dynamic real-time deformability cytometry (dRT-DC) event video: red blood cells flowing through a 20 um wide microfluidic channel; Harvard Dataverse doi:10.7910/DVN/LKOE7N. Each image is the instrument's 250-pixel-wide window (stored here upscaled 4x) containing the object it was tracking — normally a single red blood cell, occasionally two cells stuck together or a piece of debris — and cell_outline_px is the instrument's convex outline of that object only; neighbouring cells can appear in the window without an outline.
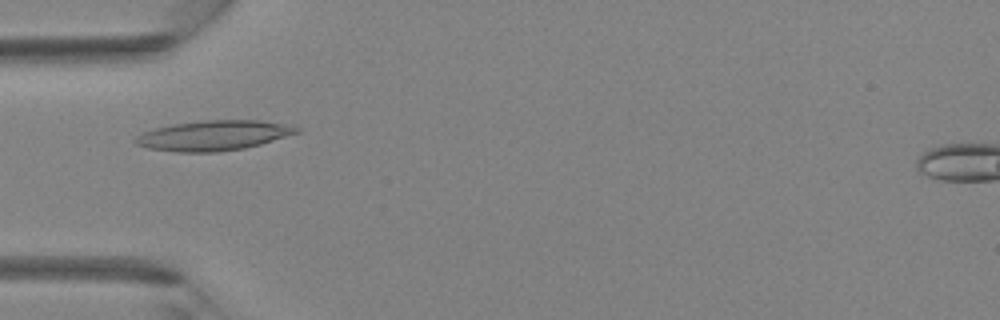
{"species": "Egyptian fruit bat (a non-hibernating species)", "species_latin": "Rousettus aegyptiacus", "temperature_condition": "room temperature", "stored_images_in_passage": 33, "camera_frame_rate_fps": 3000, "um_per_image_px": 0.085, "animal": {"sex": "female"}, "frame": {"image": 1, "passage_image": 5, "time_ms": 1.333, "image_size_px": [1000, 320], "cell_outline_px": [[300, 132], [260, 144], [244, 148], [216, 152], [176, 152], [148, 148], [136, 144], [132, 140], [136, 136], [144, 132], [156, 128], [176, 124], [204, 120], [260, 120], [284, 124], [300, 128]], "centroid_in_image_um": [18.14, 11.52], "position_along_channel_um": 66.9, "area_um2": 27.98}}
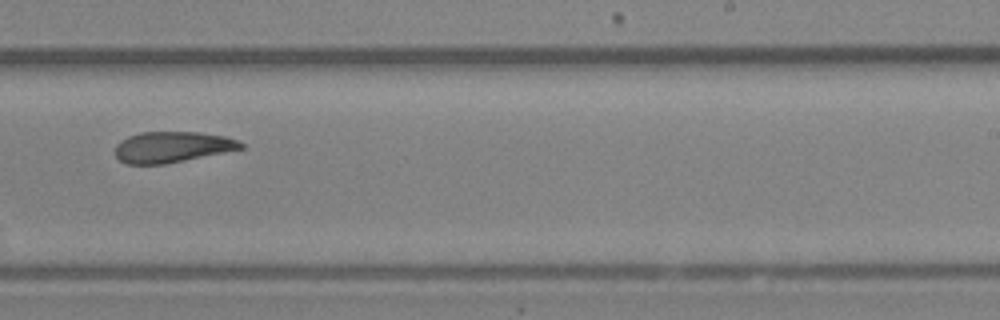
{"frame": {"image": 2, "passage_image": 18, "time_ms": 5.667, "image_size_px": [1000, 320], "cell_outline_px": [[244, 148], [164, 164], [128, 164], [120, 160], [116, 156], [116, 144], [120, 140], [128, 136], [140, 132], [200, 132], [224, 136], [236, 140], [244, 144]], "centroid_in_image_um": [14.61, 12.49], "position_along_channel_um": 274.4, "area_um2": 22.43}}
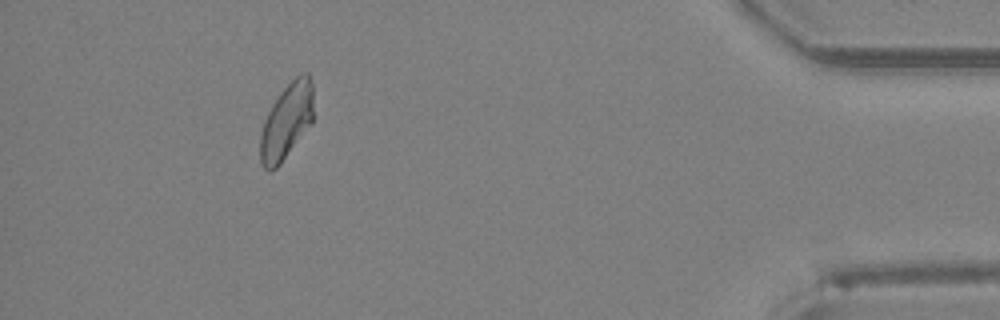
{"frame": {"image": 3, "passage_image": 30, "time_ms": 9.667, "image_size_px": [1000, 320], "cell_outline_px": [[312, 124], [280, 164], [276, 168], [268, 172], [260, 164], [260, 136], [264, 120], [272, 104], [280, 92], [300, 72], [308, 72], [312, 84]], "centroid_in_image_um": [24.35, 10.33], "position_along_channel_um": 410.9, "area_um2": 23.52}}